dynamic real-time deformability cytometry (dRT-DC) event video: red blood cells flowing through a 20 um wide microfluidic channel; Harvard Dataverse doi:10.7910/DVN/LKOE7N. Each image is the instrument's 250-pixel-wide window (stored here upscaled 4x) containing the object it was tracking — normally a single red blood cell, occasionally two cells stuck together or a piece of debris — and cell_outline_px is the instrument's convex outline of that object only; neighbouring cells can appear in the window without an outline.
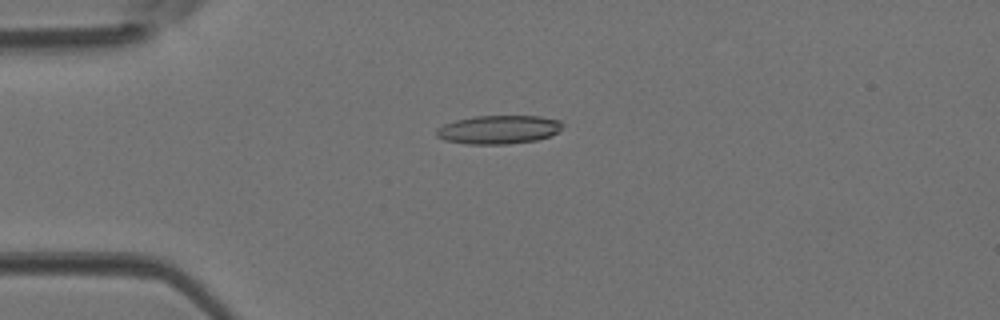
{"species": "Egyptian fruit bat (a non-hibernating species)", "species_latin": "Rousettus aegyptiacus", "temperature_condition": "room temperature", "stored_images_in_passage": 32, "camera_frame_rate_fps": 3000, "um_per_image_px": 0.085, "animal": {"sex": "female"}, "frame": {"image": 1, "passage_image": 4, "time_ms": 1.0, "image_size_px": [1000, 320], "cell_outline_px": [[564, 124], [552, 136], [536, 140], [508, 144], [468, 144], [444, 140], [436, 136], [436, 128], [444, 124], [456, 120], [476, 116], [540, 116], [560, 120]], "centroid_in_image_um": [42.38, 11.01], "position_along_channel_um": 42.6, "area_um2": 21.04}}
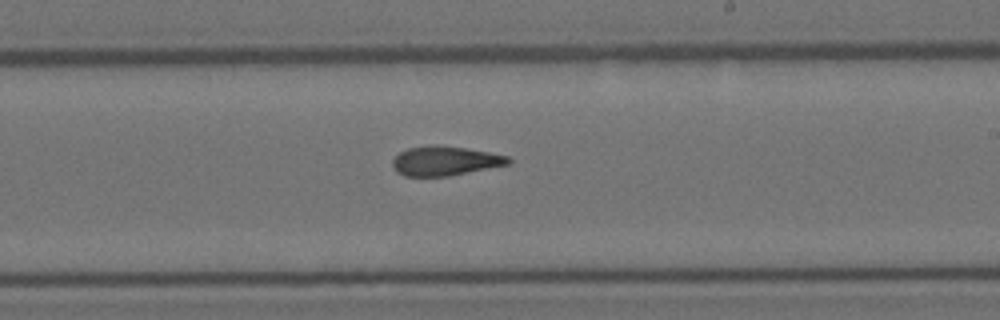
{"frame": {"image": 2, "passage_image": 19, "time_ms": 6.0, "image_size_px": [1000, 320], "cell_outline_px": [[512, 160], [508, 164], [448, 176], [404, 176], [396, 172], [392, 168], [392, 160], [400, 152], [408, 148], [464, 148], [488, 152], [508, 156]], "centroid_in_image_um": [37.81, 13.73], "position_along_channel_um": 251.2, "area_um2": 18.9}}
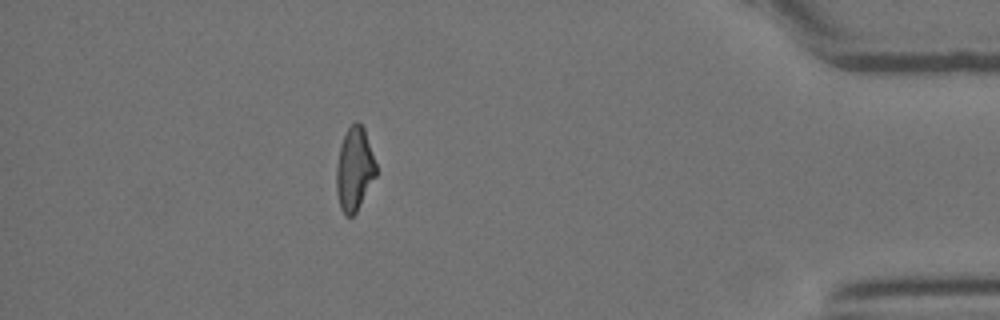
{"frame": {"image": 3, "passage_image": 32, "time_ms": 10.333, "image_size_px": [1000, 320], "cell_outline_px": [[376, 176], [356, 212], [352, 216], [344, 216], [340, 208], [336, 192], [336, 164], [340, 144], [348, 128], [356, 120], [364, 128], [376, 164]], "centroid_in_image_um": [30.1, 14.39], "position_along_channel_um": 405.1, "area_um2": 19.31}}